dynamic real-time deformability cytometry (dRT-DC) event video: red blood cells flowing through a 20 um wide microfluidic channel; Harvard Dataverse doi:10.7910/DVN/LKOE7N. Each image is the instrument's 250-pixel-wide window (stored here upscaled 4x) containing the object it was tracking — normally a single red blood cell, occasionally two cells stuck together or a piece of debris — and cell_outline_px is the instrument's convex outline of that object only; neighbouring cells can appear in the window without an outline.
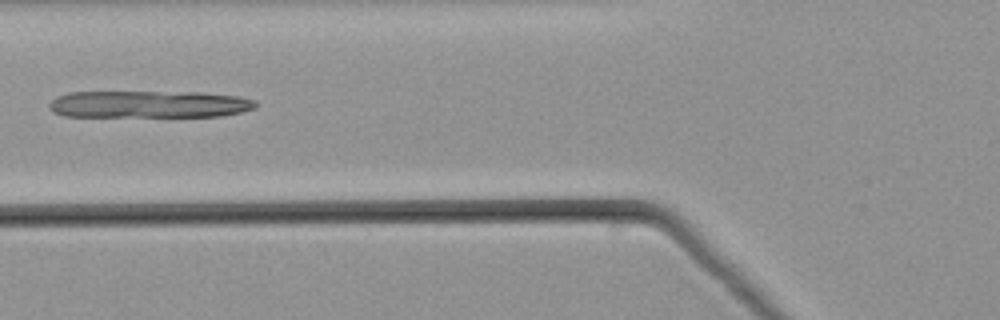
{"species": "common noctule bat (a hibernating species)", "species_latin": "Nyctalus noctula", "temperature_condition": "warm", "stored_images_in_passage": 51, "camera_frame_rate_fps": 3000, "um_per_image_px": 0.085, "animal": {"sex": "male", "body_mass_g": 21.5, "forearm_length_mm": 52.0}, "frame": {"image": 1, "passage_image": 20, "time_ms": 6.333, "image_size_px": [1000, 320], "cell_outline_px": [[260, 104], [256, 108], [240, 112], [220, 116], [64, 116], [52, 112], [48, 108], [48, 104], [56, 96], [68, 92], [200, 92], [236, 96], [256, 100]], "centroid_in_image_um": [12.66, 8.86], "position_along_channel_um": 113.1, "area_um2": 32.83}}